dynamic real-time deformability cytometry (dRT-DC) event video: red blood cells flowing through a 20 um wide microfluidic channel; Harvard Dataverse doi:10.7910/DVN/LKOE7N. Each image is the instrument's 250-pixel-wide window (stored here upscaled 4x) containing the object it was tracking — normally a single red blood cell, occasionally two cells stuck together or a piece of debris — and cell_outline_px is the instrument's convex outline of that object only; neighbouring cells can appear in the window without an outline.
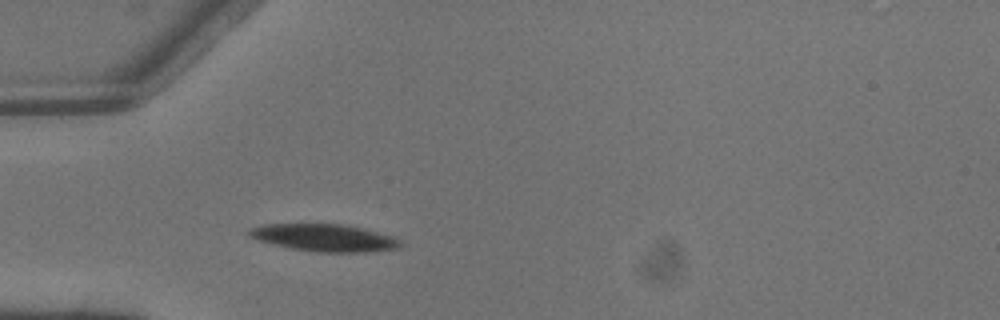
{"species": "common noctule bat (a hibernating species)", "species_latin": "Nyctalus noctula", "temperature_condition": "warm", "stored_images_in_passage": 1, "camera_frame_rate_fps": 3000, "um_per_image_px": 0.085, "animal": {"sex": "male", "body_mass_g": 13.3}, "frame": {"image": 1, "passage_image": 1, "time_ms": 0.0, "image_size_px": [1000, 320], "cell_outline_px": [[400, 248], [364, 252], [316, 252], [292, 248], [260, 240], [248, 236], [244, 232], [248, 228], [264, 224], [344, 224], [364, 228], [392, 236], [400, 240]], "centroid_in_image_um": [27.55, 20.19], "position_along_channel_um": 57.5, "area_um2": 23.99}}